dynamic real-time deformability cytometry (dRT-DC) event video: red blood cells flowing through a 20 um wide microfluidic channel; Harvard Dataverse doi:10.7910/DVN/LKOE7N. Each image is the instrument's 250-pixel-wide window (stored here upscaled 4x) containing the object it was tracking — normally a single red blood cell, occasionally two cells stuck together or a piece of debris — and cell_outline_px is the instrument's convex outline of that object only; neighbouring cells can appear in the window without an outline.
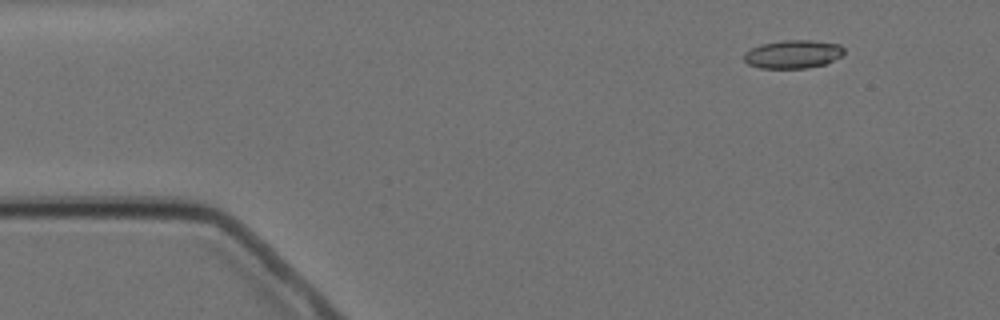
{"species": "Egyptian fruit bat (a non-hibernating species)", "species_latin": "Rousettus aegyptiacus", "temperature_condition": "cold", "stored_images_in_passage": 4, "camera_frame_rate_fps": 3000, "um_per_image_px": 0.085, "animal": {"sex": "female"}, "frame": {"image": 1, "passage_image": 2, "time_ms": 1.0, "image_size_px": [1000, 320], "cell_outline_px": [[844, 52], [840, 56], [824, 64], [808, 68], [760, 68], [748, 64], [744, 60], [744, 52], [760, 44], [784, 40], [812, 40], [840, 44], [844, 48]], "centroid_in_image_um": [67.39, 4.6], "position_along_channel_um": 17.6, "area_um2": 16.47}}